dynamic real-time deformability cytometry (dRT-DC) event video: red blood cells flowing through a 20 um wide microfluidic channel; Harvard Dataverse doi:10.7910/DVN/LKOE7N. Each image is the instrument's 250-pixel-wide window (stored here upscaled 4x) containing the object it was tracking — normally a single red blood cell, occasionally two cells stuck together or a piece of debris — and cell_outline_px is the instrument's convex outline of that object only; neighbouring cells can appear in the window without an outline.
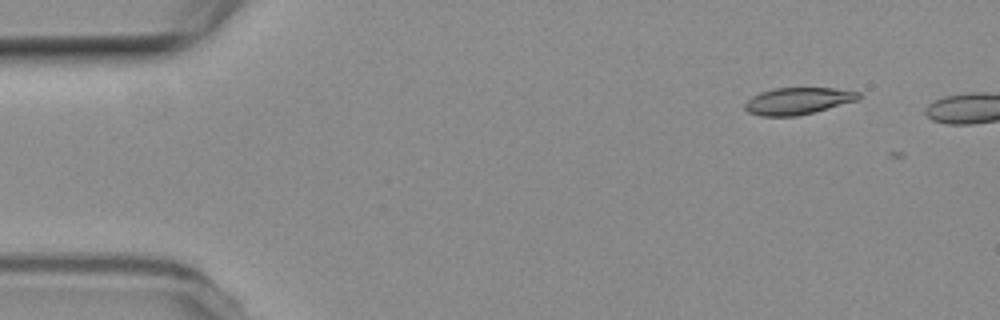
{"species": "common noctule bat (a hibernating species)", "species_latin": "Nyctalus noctula", "temperature_condition": "room temperature", "stored_images_in_passage": 5, "camera_frame_rate_fps": 3000, "um_per_image_px": 0.085, "animal": {"sex": "female", "body_mass_g": 19.3, "forearm_length_mm": 54.1}, "frame": {"image": 1, "passage_image": 1, "time_ms": 0.0, "image_size_px": [1000, 320], "cell_outline_px": [[860, 100], [796, 116], [760, 116], [748, 112], [744, 108], [744, 104], [752, 96], [760, 92], [772, 88], [836, 88], [860, 92]], "centroid_in_image_um": [67.82, 8.57], "position_along_channel_um": 17.2, "area_um2": 17.86}}
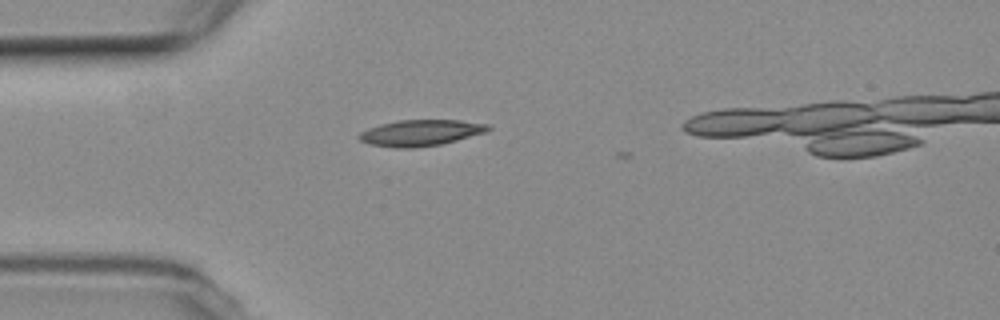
{"frame": {"image": 2, "passage_image": 3, "time_ms": 3.333, "image_size_px": [1000, 320], "cell_outline_px": [[492, 128], [484, 132], [456, 140], [440, 144], [412, 148], [396, 148], [368, 144], [360, 140], [356, 136], [360, 132], [368, 128], [380, 124], [396, 120], [460, 120], [488, 124]], "centroid_in_image_um": [35.69, 11.28], "position_along_channel_um": 49.3, "area_um2": 19.59}}